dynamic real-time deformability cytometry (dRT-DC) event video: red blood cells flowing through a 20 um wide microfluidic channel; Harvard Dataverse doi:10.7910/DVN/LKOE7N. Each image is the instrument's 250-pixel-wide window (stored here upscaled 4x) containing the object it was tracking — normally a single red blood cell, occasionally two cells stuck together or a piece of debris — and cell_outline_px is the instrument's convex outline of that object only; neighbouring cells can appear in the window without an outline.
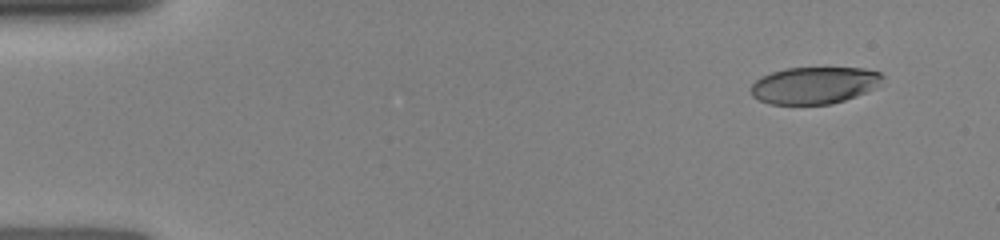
{"species": "human", "species_latin": "Homo sapiens", "temperature_condition": "room temperature", "stored_images_in_passage": 10, "camera_frame_rate_fps": 3000, "um_per_image_px": 0.085, "donor": {"sex": "female"}, "frame": {"image": 1, "passage_image": 1, "time_ms": 0.0, "image_size_px": [1000, 240], "cell_outline_px": [[884, 76], [872, 88], [856, 96], [832, 104], [768, 104], [752, 96], [752, 84], [760, 76], [772, 72], [788, 68], [864, 68], [880, 72]], "centroid_in_image_um": [69.17, 7.25], "position_along_channel_um": 15.8, "area_um2": 28.03}}
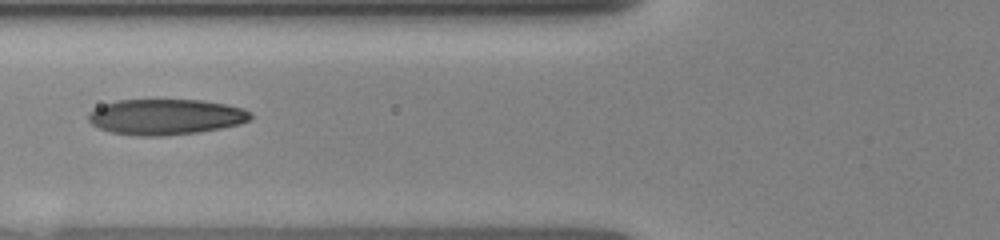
{"frame": {"image": 2, "passage_image": 7, "time_ms": 5.0, "image_size_px": [1000, 240], "cell_outline_px": [[252, 120], [240, 124], [220, 128], [196, 132], [164, 136], [136, 136], [112, 132], [100, 128], [92, 124], [88, 120], [88, 112], [104, 104], [116, 100], [200, 100], [224, 104], [244, 108], [252, 116]], "centroid_in_image_um": [14.08, 9.93], "position_along_channel_um": 111.7, "area_um2": 33.64}}
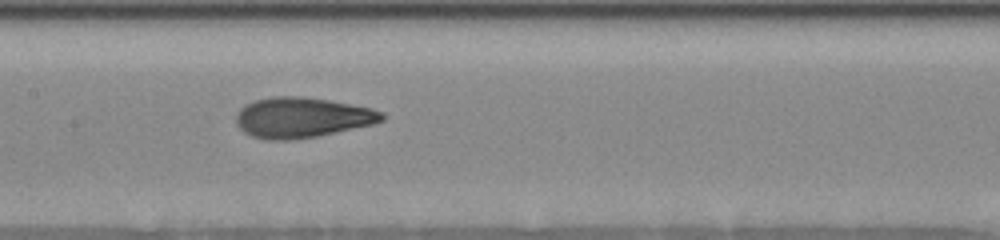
{"frame": {"image": 3, "passage_image": 9, "time_ms": 6.667, "image_size_px": [1000, 240], "cell_outline_px": [[384, 120], [372, 124], [316, 136], [292, 140], [268, 140], [252, 136], [244, 132], [236, 124], [236, 112], [244, 104], [256, 100], [272, 96], [300, 96], [328, 100], [372, 108], [384, 112]], "centroid_in_image_um": [25.63, 9.98], "position_along_channel_um": 181.8, "area_um2": 34.22}}